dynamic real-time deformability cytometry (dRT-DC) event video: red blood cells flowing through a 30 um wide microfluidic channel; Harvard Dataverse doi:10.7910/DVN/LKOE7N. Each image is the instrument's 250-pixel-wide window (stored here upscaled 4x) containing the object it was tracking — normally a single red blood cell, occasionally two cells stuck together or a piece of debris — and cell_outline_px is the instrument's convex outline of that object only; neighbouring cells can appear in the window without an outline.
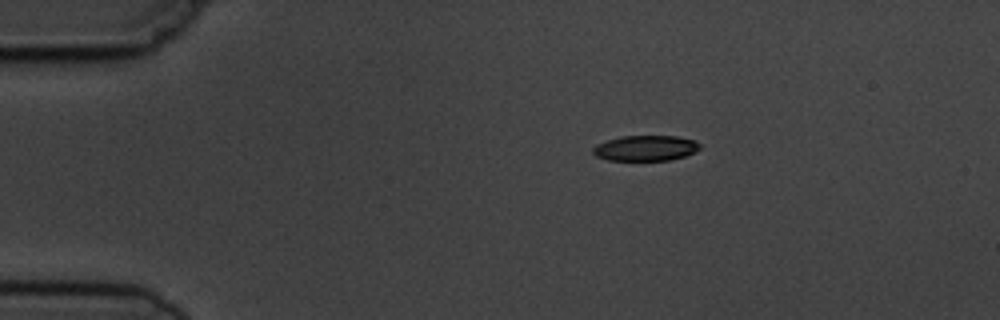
{"species": "common noctule bat (a hibernating species)", "species_latin": "Nyctalus noctula", "temperature_condition": "cold", "stored_images_in_passage": 5, "camera_frame_rate_fps": 3000, "um_per_image_px": 0.085, "animal": {"sex": "male", "body_mass_g": 19.5, "forearm_length_mm": 54.6}, "frame": {"image": 1, "passage_image": 1, "time_ms": 0.0, "image_size_px": [1000, 320], "cell_outline_px": [[700, 148], [696, 152], [684, 156], [668, 160], [608, 160], [596, 156], [592, 152], [592, 148], [596, 144], [620, 136], [676, 136], [696, 140], [700, 144]], "centroid_in_image_um": [54.88, 12.58], "position_along_channel_um": 30.1, "area_um2": 15.9}}
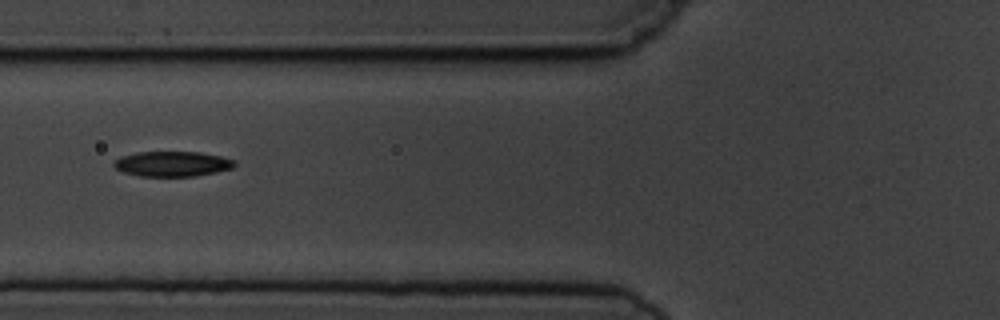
{"frame": {"image": 2, "passage_image": 4, "time_ms": 3.667, "image_size_px": [1000, 320], "cell_outline_px": [[236, 164], [232, 168], [216, 172], [196, 176], [140, 176], [124, 172], [116, 168], [112, 164], [120, 156], [136, 152], [200, 152], [220, 156], [236, 160]], "centroid_in_image_um": [14.66, 13.92], "position_along_channel_um": 111.1, "area_um2": 17.69}}
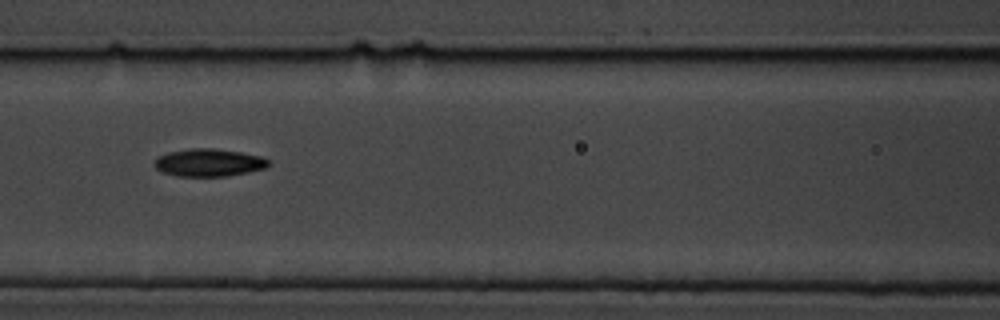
{"frame": {"image": 3, "passage_image": 5, "time_ms": 4.667, "image_size_px": [1000, 320], "cell_outline_px": [[272, 164], [264, 168], [248, 172], [228, 176], [176, 176], [164, 172], [156, 168], [156, 156], [168, 152], [188, 148], [212, 148], [240, 152], [260, 156], [268, 160]], "centroid_in_image_um": [17.75, 13.81], "position_along_channel_um": 148.8, "area_um2": 18.32}}